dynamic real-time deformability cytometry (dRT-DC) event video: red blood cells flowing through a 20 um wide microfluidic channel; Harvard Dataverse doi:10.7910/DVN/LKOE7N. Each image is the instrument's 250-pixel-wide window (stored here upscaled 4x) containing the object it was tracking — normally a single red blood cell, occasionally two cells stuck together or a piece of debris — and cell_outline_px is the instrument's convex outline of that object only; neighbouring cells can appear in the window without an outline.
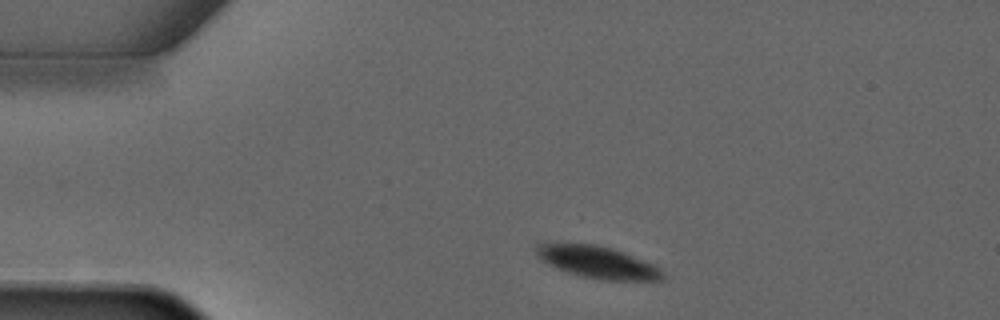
{"species": "common noctule bat (a hibernating species)", "species_latin": "Nyctalus noctula", "temperature_condition": "warm", "stored_images_in_passage": 3, "camera_frame_rate_fps": 3000, "um_per_image_px": 0.085, "animal": {"sex": "male", "forearm_length_mm": 52.5}, "frame": {"image": 1, "passage_image": 1, "time_ms": 0.0, "image_size_px": [1000, 320], "cell_outline_px": [[664, 280], [600, 280], [580, 276], [556, 268], [548, 264], [536, 252], [536, 244], [548, 240], [568, 240], [596, 244], [612, 248], [624, 252], [644, 260], [660, 268], [664, 272]], "centroid_in_image_um": [50.72, 22.22], "position_along_channel_um": 34.3, "area_um2": 24.51}}